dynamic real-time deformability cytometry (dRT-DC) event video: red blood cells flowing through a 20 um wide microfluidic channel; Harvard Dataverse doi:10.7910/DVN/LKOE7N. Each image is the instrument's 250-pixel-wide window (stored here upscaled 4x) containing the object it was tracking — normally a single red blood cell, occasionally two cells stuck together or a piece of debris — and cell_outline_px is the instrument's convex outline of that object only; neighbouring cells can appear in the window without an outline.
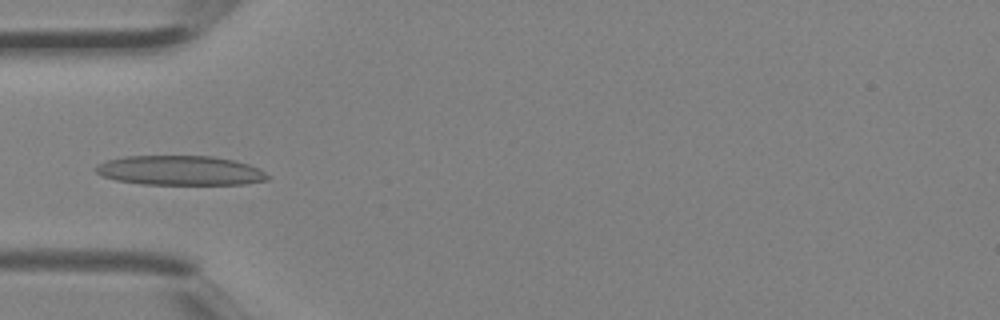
{"species": "Egyptian fruit bat (a non-hibernating species)", "species_latin": "Rousettus aegyptiacus", "temperature_condition": "room temperature", "stored_images_in_passage": 2, "camera_frame_rate_fps": 3000, "um_per_image_px": 0.085, "animal": {"sex": "female"}, "frame": {"image": 1, "passage_image": 2, "time_ms": 0.333, "image_size_px": [1000, 320], "cell_outline_px": [[272, 176], [268, 180], [244, 184], [140, 184], [116, 180], [104, 176], [96, 172], [96, 168], [100, 164], [108, 160], [124, 156], [212, 156], [236, 160], [260, 168]], "centroid_in_image_um": [15.4, 14.49], "position_along_channel_um": 69.6, "area_um2": 29.65}}